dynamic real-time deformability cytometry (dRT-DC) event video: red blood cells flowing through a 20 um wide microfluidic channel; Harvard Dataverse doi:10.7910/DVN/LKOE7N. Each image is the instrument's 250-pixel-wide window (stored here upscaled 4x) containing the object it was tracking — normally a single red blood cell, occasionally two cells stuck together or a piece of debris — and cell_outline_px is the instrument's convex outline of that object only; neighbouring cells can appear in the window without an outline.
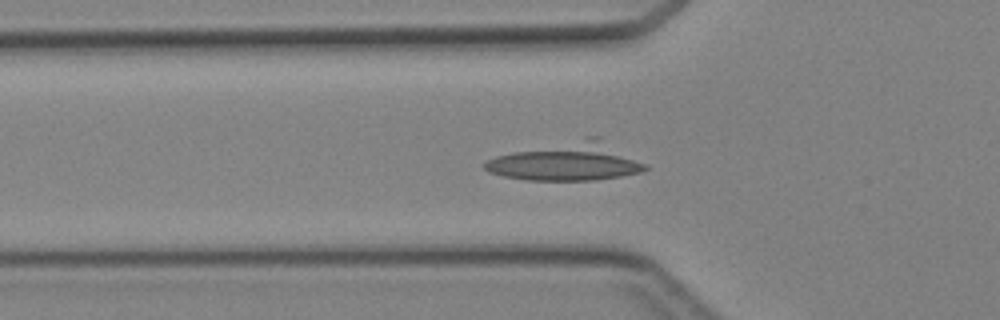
{"species": "Egyptian fruit bat (a non-hibernating species)", "species_latin": "Rousettus aegyptiacus", "temperature_condition": "cold", "stored_images_in_passage": 43, "camera_frame_rate_fps": 3000, "um_per_image_px": 0.085, "animal": {"sex": "female"}, "frame": {"image": 1, "passage_image": 15, "time_ms": 4.667, "image_size_px": [1000, 320], "cell_outline_px": [[648, 168], [640, 172], [620, 176], [596, 180], [528, 180], [504, 176], [488, 172], [484, 168], [484, 164], [488, 160], [496, 156], [512, 152], [584, 136], [600, 136], [648, 164]], "centroid_in_image_um": [48.26, 13.71], "position_along_channel_um": 77.5, "area_um2": 35.89}}
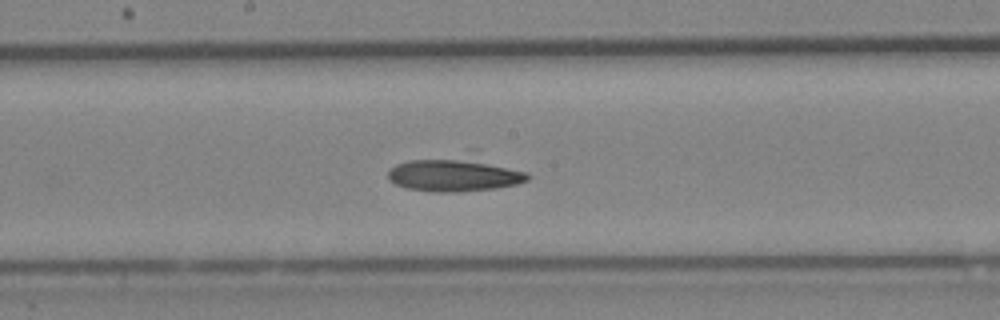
{"frame": {"image": 2, "passage_image": 24, "time_ms": 7.667, "image_size_px": [1000, 320], "cell_outline_px": [[532, 176], [528, 180], [516, 184], [496, 188], [460, 192], [428, 192], [408, 188], [396, 184], [388, 180], [388, 172], [396, 164], [408, 160], [472, 148], [476, 148], [528, 172]], "centroid_in_image_um": [38.83, 14.66], "position_along_channel_um": 209.4, "area_um2": 31.33}}
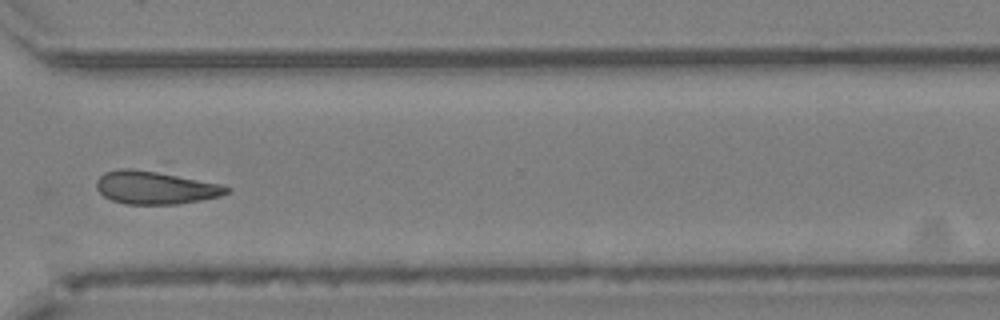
{"frame": {"image": 3, "passage_image": 34, "time_ms": 11.0, "image_size_px": [1000, 320], "cell_outline_px": [[232, 188], [228, 192], [220, 196], [200, 200], [176, 204], [124, 204], [112, 200], [104, 196], [96, 188], [96, 180], [104, 172], [120, 168], [132, 168], [156, 172], [220, 184]], "centroid_in_image_um": [13.15, 15.95], "position_along_channel_um": 357.4, "area_um2": 24.74}}